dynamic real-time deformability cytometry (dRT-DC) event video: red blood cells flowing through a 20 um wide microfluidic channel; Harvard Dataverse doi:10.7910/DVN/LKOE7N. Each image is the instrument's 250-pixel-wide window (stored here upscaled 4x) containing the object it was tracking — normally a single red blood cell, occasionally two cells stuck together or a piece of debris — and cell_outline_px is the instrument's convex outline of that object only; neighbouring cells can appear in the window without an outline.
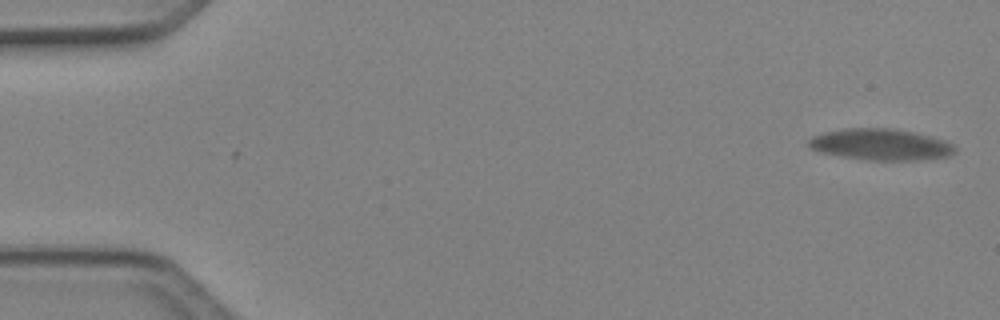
{"species": "Egyptian fruit bat (a non-hibernating species)", "species_latin": "Rousettus aegyptiacus", "temperature_condition": "cold", "stored_images_in_passage": 3, "camera_frame_rate_fps": 3000, "um_per_image_px": 0.085, "animal": {"sex": "female"}, "frame": {"image": 1, "passage_image": 1, "time_ms": 0.0, "image_size_px": [1000, 320], "cell_outline_px": [[956, 152], [948, 156], [924, 160], [868, 160], [820, 152], [812, 148], [808, 144], [808, 140], [812, 136], [824, 132], [844, 128], [892, 128], [912, 132], [944, 140], [952, 144], [956, 148]], "centroid_in_image_um": [74.87, 12.28], "position_along_channel_um": 10.1, "area_um2": 26.59}}